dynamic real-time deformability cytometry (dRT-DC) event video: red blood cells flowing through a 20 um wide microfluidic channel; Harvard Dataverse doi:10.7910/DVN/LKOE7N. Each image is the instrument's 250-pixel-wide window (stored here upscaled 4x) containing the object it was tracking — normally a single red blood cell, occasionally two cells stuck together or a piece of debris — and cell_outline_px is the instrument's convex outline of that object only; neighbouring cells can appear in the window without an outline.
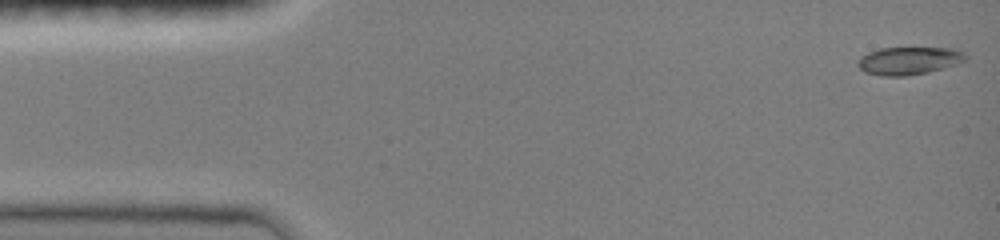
{"species": "common noctule bat (a hibernating species)", "species_latin": "Nyctalus noctula", "temperature_condition": "room temperature", "stored_images_in_passage": 5, "camera_frame_rate_fps": 3000, "um_per_image_px": 0.085, "animal": {"sex": "female", "body_mass_g": 19.0, "forearm_length_mm": 51.5}, "frame": {"image": 1, "passage_image": 1, "time_ms": 0.0, "image_size_px": [1000, 240], "cell_outline_px": [[968, 56], [964, 60], [956, 64], [928, 72], [908, 76], [880, 76], [864, 72], [856, 64], [856, 60], [860, 56], [868, 52], [880, 48], [952, 48], [964, 52]], "centroid_in_image_um": [77.2, 5.16], "position_along_channel_um": 7.8, "area_um2": 17.57}}
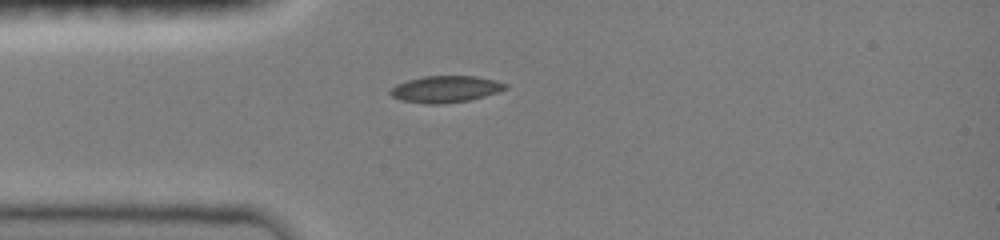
{"frame": {"image": 2, "passage_image": 5, "time_ms": 3.667, "image_size_px": [1000, 240], "cell_outline_px": [[508, 88], [484, 96], [468, 100], [444, 104], [428, 104], [400, 100], [392, 96], [388, 92], [396, 84], [408, 80], [424, 76], [476, 76], [496, 80], [508, 84]], "centroid_in_image_um": [37.87, 7.57], "position_along_channel_um": 47.1, "area_um2": 17.86}}